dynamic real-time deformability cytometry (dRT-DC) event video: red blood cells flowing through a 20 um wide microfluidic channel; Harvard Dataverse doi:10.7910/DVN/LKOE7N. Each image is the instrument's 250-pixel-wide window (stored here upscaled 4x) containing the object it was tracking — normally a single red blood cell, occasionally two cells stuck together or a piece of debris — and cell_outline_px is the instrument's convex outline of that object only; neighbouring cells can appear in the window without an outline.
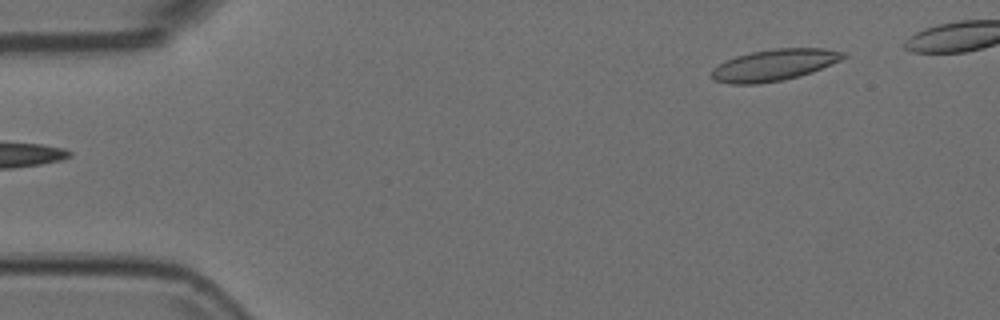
{"species": "Egyptian fruit bat (a non-hibernating species)", "species_latin": "Rousettus aegyptiacus", "temperature_condition": "room temperature", "stored_images_in_passage": 44, "camera_frame_rate_fps": 3000, "um_per_image_px": 0.085, "animal": {"sex": "female"}, "frame": {"image": 1, "passage_image": 1, "time_ms": 0.0, "image_size_px": [1000, 320], "cell_outline_px": [[848, 56], [840, 60], [812, 72], [800, 76], [784, 80], [760, 84], [728, 84], [716, 80], [712, 76], [712, 68], [736, 56], [752, 52], [772, 48], [824, 48], [848, 52]], "centroid_in_image_um": [65.85, 5.52], "position_along_channel_um": 19.1, "area_um2": 24.22}}
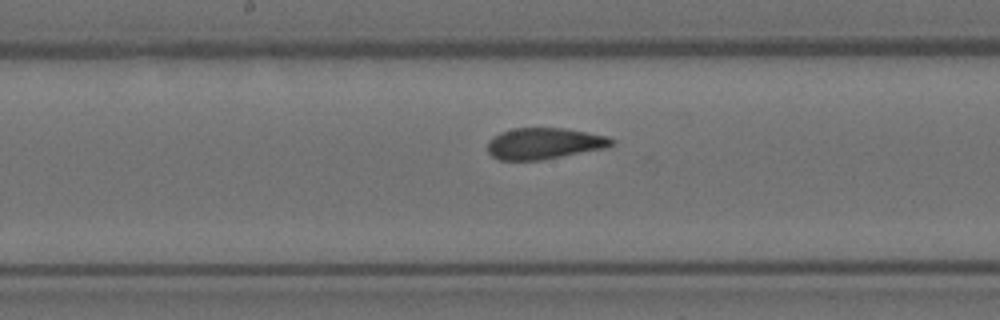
{"frame": {"image": 2, "passage_image": 23, "time_ms": 7.333, "image_size_px": [1000, 320], "cell_outline_px": [[616, 144], [608, 148], [540, 160], [500, 160], [492, 156], [488, 152], [488, 140], [500, 132], [512, 128], [564, 128], [608, 136], [616, 140]], "centroid_in_image_um": [46.3, 12.19], "position_along_channel_um": 201.9, "area_um2": 22.83}}
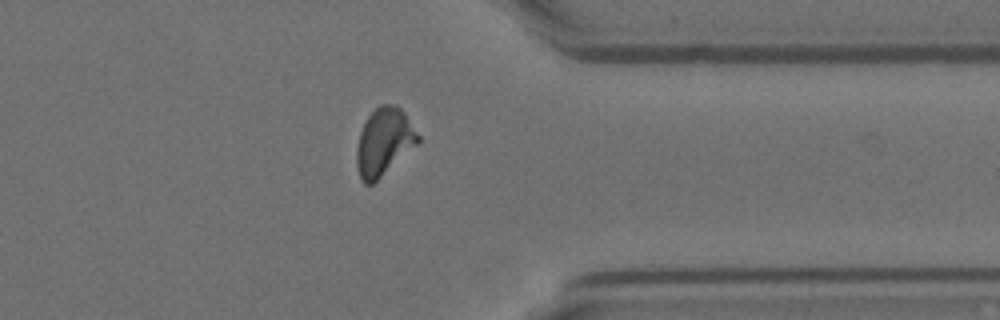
{"frame": {"image": 3, "passage_image": 38, "time_ms": 12.333, "image_size_px": [1000, 320], "cell_outline_px": [[420, 140], [416, 144], [372, 184], [364, 184], [360, 180], [356, 164], [356, 148], [360, 132], [368, 116], [380, 104], [396, 104], [404, 112], [420, 136]], "centroid_in_image_um": [32.61, 12.04], "position_along_channel_um": 378.8, "area_um2": 23.76}}